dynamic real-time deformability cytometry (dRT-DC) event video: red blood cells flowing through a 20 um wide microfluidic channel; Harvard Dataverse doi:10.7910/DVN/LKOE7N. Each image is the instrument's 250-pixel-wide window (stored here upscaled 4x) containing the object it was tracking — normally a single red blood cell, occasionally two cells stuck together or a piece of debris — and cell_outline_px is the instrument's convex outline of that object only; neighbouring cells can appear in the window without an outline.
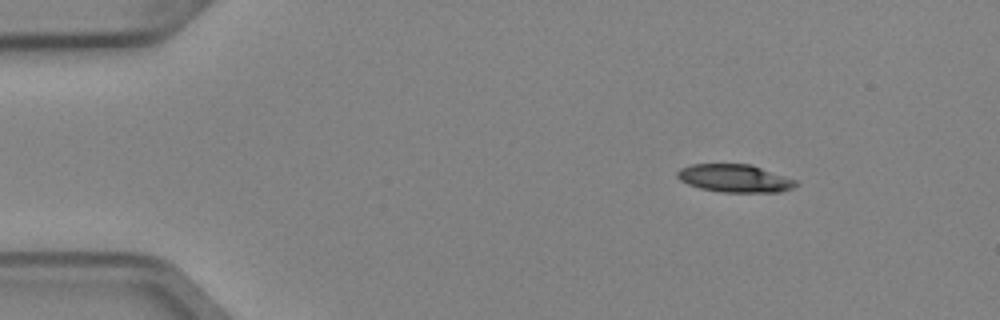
{"species": "Egyptian fruit bat (a non-hibernating species)", "species_latin": "Rousettus aegyptiacus", "temperature_condition": "cold", "stored_images_in_passage": 5, "camera_frame_rate_fps": 3000, "um_per_image_px": 0.085, "animal": {"sex": "female"}, "frame": {"image": 1, "passage_image": 3, "time_ms": 0.667, "image_size_px": [1000, 320], "cell_outline_px": [[800, 184], [792, 188], [780, 192], [720, 192], [700, 188], [688, 184], [680, 180], [676, 176], [676, 172], [680, 168], [692, 164], [752, 164], [796, 180]], "centroid_in_image_um": [62.46, 15.15], "position_along_channel_um": 22.5, "area_um2": 19.36}}